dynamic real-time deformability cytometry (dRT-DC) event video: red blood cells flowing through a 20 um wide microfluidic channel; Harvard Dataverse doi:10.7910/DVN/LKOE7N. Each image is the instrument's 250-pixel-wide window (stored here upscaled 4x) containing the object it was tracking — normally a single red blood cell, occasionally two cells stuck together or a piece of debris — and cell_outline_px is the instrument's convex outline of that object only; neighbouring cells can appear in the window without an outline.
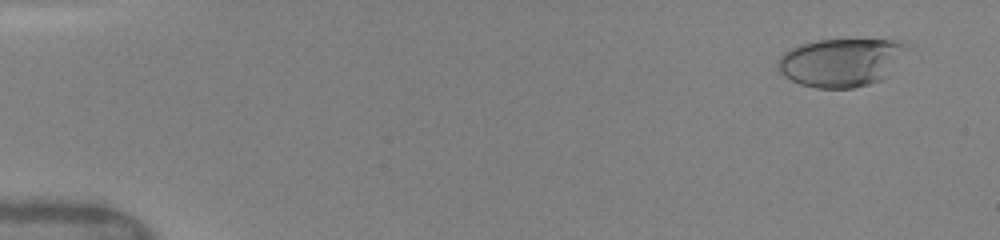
{"species": "human", "species_latin": "Homo sapiens", "temperature_condition": "warm", "stored_images_in_passage": 15, "camera_frame_rate_fps": 3000, "um_per_image_px": 0.085, "donor": {"sex": "female"}, "frame": {"image": 1, "passage_image": 3, "time_ms": 0.667, "image_size_px": [1000, 240], "cell_outline_px": [[912, 48], [880, 80], [868, 84], [852, 88], [816, 88], [800, 84], [784, 76], [780, 72], [780, 56], [784, 52], [800, 44], [816, 40], [892, 40], [904, 44]], "centroid_in_image_um": [71.5, 5.29], "position_along_channel_um": 13.5, "area_um2": 35.84}}
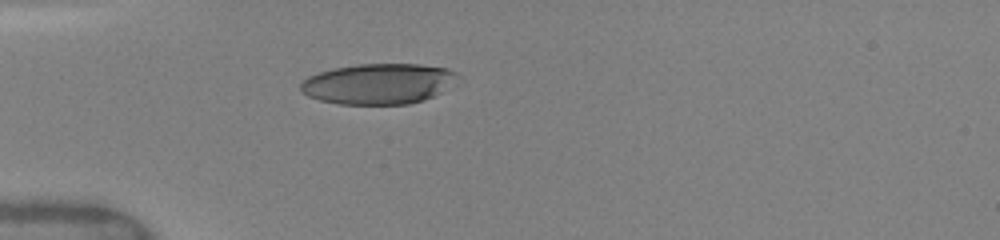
{"frame": {"image": 2, "passage_image": 12, "time_ms": 4.667, "image_size_px": [1000, 240], "cell_outline_px": [[460, 76], [440, 92], [424, 100], [408, 104], [340, 104], [320, 100], [308, 96], [300, 92], [300, 84], [308, 76], [332, 68], [356, 64], [420, 64], [448, 68], [456, 72]], "centroid_in_image_um": [32.14, 7.11], "position_along_channel_um": 52.9, "area_um2": 37.11}}
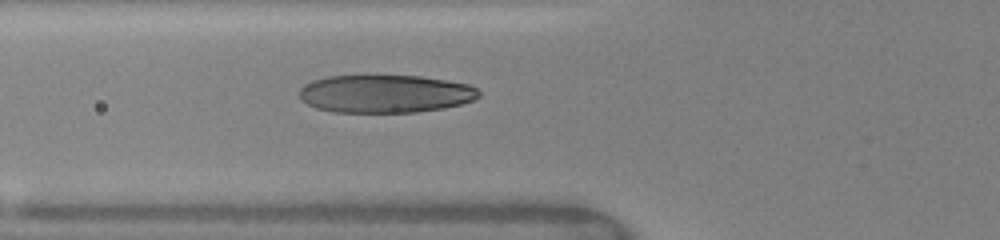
{"frame": {"image": 3, "passage_image": 15, "time_ms": 6.0, "image_size_px": [1000, 240], "cell_outline_px": [[480, 96], [472, 100], [460, 104], [444, 108], [416, 112], [332, 112], [316, 108], [308, 104], [300, 96], [300, 88], [304, 84], [312, 80], [328, 76], [420, 76], [468, 84], [476, 88], [480, 92]], "centroid_in_image_um": [32.74, 7.97], "position_along_channel_um": 93.1, "area_um2": 39.54}}